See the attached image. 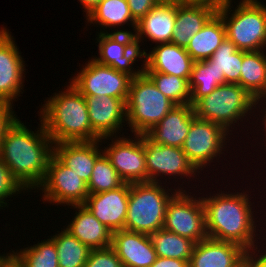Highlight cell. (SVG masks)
I'll return each mask as SVG.
<instances>
[{
	"label": "cell",
	"mask_w": 266,
	"mask_h": 267,
	"mask_svg": "<svg viewBox=\"0 0 266 267\" xmlns=\"http://www.w3.org/2000/svg\"><path fill=\"white\" fill-rule=\"evenodd\" d=\"M0 267H24L14 250L0 256Z\"/></svg>",
	"instance_id": "cell-42"
},
{
	"label": "cell",
	"mask_w": 266,
	"mask_h": 267,
	"mask_svg": "<svg viewBox=\"0 0 266 267\" xmlns=\"http://www.w3.org/2000/svg\"><path fill=\"white\" fill-rule=\"evenodd\" d=\"M176 22V5L157 3L136 25L135 39L140 47L143 39L152 43H171ZM147 38V39H146Z\"/></svg>",
	"instance_id": "cell-23"
},
{
	"label": "cell",
	"mask_w": 266,
	"mask_h": 267,
	"mask_svg": "<svg viewBox=\"0 0 266 267\" xmlns=\"http://www.w3.org/2000/svg\"><path fill=\"white\" fill-rule=\"evenodd\" d=\"M186 191L178 190L167 203L163 229L198 243L208 238L204 204Z\"/></svg>",
	"instance_id": "cell-8"
},
{
	"label": "cell",
	"mask_w": 266,
	"mask_h": 267,
	"mask_svg": "<svg viewBox=\"0 0 266 267\" xmlns=\"http://www.w3.org/2000/svg\"><path fill=\"white\" fill-rule=\"evenodd\" d=\"M144 152L147 168V182L161 183V178L163 177L165 185H167V179L165 178L168 177L171 179L176 176H180V178L177 179H183L185 177L199 179L197 177H199L200 171L188 160L182 148L155 144L144 135Z\"/></svg>",
	"instance_id": "cell-13"
},
{
	"label": "cell",
	"mask_w": 266,
	"mask_h": 267,
	"mask_svg": "<svg viewBox=\"0 0 266 267\" xmlns=\"http://www.w3.org/2000/svg\"><path fill=\"white\" fill-rule=\"evenodd\" d=\"M49 238L56 246L59 267H84L91 251L88 246L63 228Z\"/></svg>",
	"instance_id": "cell-29"
},
{
	"label": "cell",
	"mask_w": 266,
	"mask_h": 267,
	"mask_svg": "<svg viewBox=\"0 0 266 267\" xmlns=\"http://www.w3.org/2000/svg\"><path fill=\"white\" fill-rule=\"evenodd\" d=\"M130 183L120 187L89 194L85 205L89 211L112 232L124 229L128 210Z\"/></svg>",
	"instance_id": "cell-17"
},
{
	"label": "cell",
	"mask_w": 266,
	"mask_h": 267,
	"mask_svg": "<svg viewBox=\"0 0 266 267\" xmlns=\"http://www.w3.org/2000/svg\"><path fill=\"white\" fill-rule=\"evenodd\" d=\"M230 2L232 0H182L183 5H203L211 7L216 11Z\"/></svg>",
	"instance_id": "cell-40"
},
{
	"label": "cell",
	"mask_w": 266,
	"mask_h": 267,
	"mask_svg": "<svg viewBox=\"0 0 266 267\" xmlns=\"http://www.w3.org/2000/svg\"><path fill=\"white\" fill-rule=\"evenodd\" d=\"M125 182L113 168L109 158L103 153L95 162L90 181L87 184L89 194L114 190Z\"/></svg>",
	"instance_id": "cell-35"
},
{
	"label": "cell",
	"mask_w": 266,
	"mask_h": 267,
	"mask_svg": "<svg viewBox=\"0 0 266 267\" xmlns=\"http://www.w3.org/2000/svg\"><path fill=\"white\" fill-rule=\"evenodd\" d=\"M102 144L101 139L92 142H61L54 144L53 154L88 184L96 160L104 153L100 147Z\"/></svg>",
	"instance_id": "cell-22"
},
{
	"label": "cell",
	"mask_w": 266,
	"mask_h": 267,
	"mask_svg": "<svg viewBox=\"0 0 266 267\" xmlns=\"http://www.w3.org/2000/svg\"><path fill=\"white\" fill-rule=\"evenodd\" d=\"M68 208L74 209L75 213L64 229L91 250L111 246L112 231L104 226L85 205H71Z\"/></svg>",
	"instance_id": "cell-24"
},
{
	"label": "cell",
	"mask_w": 266,
	"mask_h": 267,
	"mask_svg": "<svg viewBox=\"0 0 266 267\" xmlns=\"http://www.w3.org/2000/svg\"><path fill=\"white\" fill-rule=\"evenodd\" d=\"M239 85L255 99L266 95V52L243 51Z\"/></svg>",
	"instance_id": "cell-28"
},
{
	"label": "cell",
	"mask_w": 266,
	"mask_h": 267,
	"mask_svg": "<svg viewBox=\"0 0 266 267\" xmlns=\"http://www.w3.org/2000/svg\"><path fill=\"white\" fill-rule=\"evenodd\" d=\"M263 101V105H262V101ZM266 95H264V96H260V97H258V98H256V100H255V105H254V110H258V108L260 109V105L262 106V109H261V111L259 110V112H262L261 114L262 115H260L259 114V118H260V116H261V119H259V122H260V120H262L261 121V123H262V126L264 125V129H262V131H264L265 132V134L263 135V136H265V141H266V107H265V105H266ZM261 103V104H260ZM265 103V104H264ZM258 105V106H257ZM263 110V111H262ZM263 117V118H262ZM266 146V145H265Z\"/></svg>",
	"instance_id": "cell-44"
},
{
	"label": "cell",
	"mask_w": 266,
	"mask_h": 267,
	"mask_svg": "<svg viewBox=\"0 0 266 267\" xmlns=\"http://www.w3.org/2000/svg\"><path fill=\"white\" fill-rule=\"evenodd\" d=\"M236 4L234 8L232 1L217 11L224 22L226 38L238 50H266V5L259 0H241Z\"/></svg>",
	"instance_id": "cell-5"
},
{
	"label": "cell",
	"mask_w": 266,
	"mask_h": 267,
	"mask_svg": "<svg viewBox=\"0 0 266 267\" xmlns=\"http://www.w3.org/2000/svg\"><path fill=\"white\" fill-rule=\"evenodd\" d=\"M175 106L143 71L131 79L125 125L129 127L131 135H145Z\"/></svg>",
	"instance_id": "cell-7"
},
{
	"label": "cell",
	"mask_w": 266,
	"mask_h": 267,
	"mask_svg": "<svg viewBox=\"0 0 266 267\" xmlns=\"http://www.w3.org/2000/svg\"><path fill=\"white\" fill-rule=\"evenodd\" d=\"M244 191L230 193L219 190L212 195L210 192L209 197L207 194L205 197L201 196V199L205 209L208 238L236 243L251 251L261 236L256 232L258 229L253 215L255 211L252 209L255 205L250 201L251 191Z\"/></svg>",
	"instance_id": "cell-2"
},
{
	"label": "cell",
	"mask_w": 266,
	"mask_h": 267,
	"mask_svg": "<svg viewBox=\"0 0 266 267\" xmlns=\"http://www.w3.org/2000/svg\"><path fill=\"white\" fill-rule=\"evenodd\" d=\"M229 136L231 133L220 124L195 117L182 149L194 167L202 172L226 151V145L231 140Z\"/></svg>",
	"instance_id": "cell-9"
},
{
	"label": "cell",
	"mask_w": 266,
	"mask_h": 267,
	"mask_svg": "<svg viewBox=\"0 0 266 267\" xmlns=\"http://www.w3.org/2000/svg\"><path fill=\"white\" fill-rule=\"evenodd\" d=\"M258 243H261V242H258V240H257V243L253 246V248H252V252L255 254V256H257V258L261 261V262H263L265 265H266V247H265V251H263V249L261 250V252H260V249L261 248H257V247H259L258 246ZM256 249H258V250H256ZM262 251H263V253H262ZM258 252V253H257ZM265 252V253H264ZM260 253V254H259ZM259 254V255H258ZM259 256V257H258Z\"/></svg>",
	"instance_id": "cell-46"
},
{
	"label": "cell",
	"mask_w": 266,
	"mask_h": 267,
	"mask_svg": "<svg viewBox=\"0 0 266 267\" xmlns=\"http://www.w3.org/2000/svg\"><path fill=\"white\" fill-rule=\"evenodd\" d=\"M243 267H266V265L261 262L257 256L252 251H247L243 257L242 261Z\"/></svg>",
	"instance_id": "cell-43"
},
{
	"label": "cell",
	"mask_w": 266,
	"mask_h": 267,
	"mask_svg": "<svg viewBox=\"0 0 266 267\" xmlns=\"http://www.w3.org/2000/svg\"><path fill=\"white\" fill-rule=\"evenodd\" d=\"M151 267H189V261L167 257H157Z\"/></svg>",
	"instance_id": "cell-41"
},
{
	"label": "cell",
	"mask_w": 266,
	"mask_h": 267,
	"mask_svg": "<svg viewBox=\"0 0 266 267\" xmlns=\"http://www.w3.org/2000/svg\"><path fill=\"white\" fill-rule=\"evenodd\" d=\"M14 39L6 27L0 28V101L12 105L23 94L26 72L22 52Z\"/></svg>",
	"instance_id": "cell-15"
},
{
	"label": "cell",
	"mask_w": 266,
	"mask_h": 267,
	"mask_svg": "<svg viewBox=\"0 0 266 267\" xmlns=\"http://www.w3.org/2000/svg\"><path fill=\"white\" fill-rule=\"evenodd\" d=\"M217 11L203 5H176V22L171 43L186 48L193 35L200 31Z\"/></svg>",
	"instance_id": "cell-26"
},
{
	"label": "cell",
	"mask_w": 266,
	"mask_h": 267,
	"mask_svg": "<svg viewBox=\"0 0 266 267\" xmlns=\"http://www.w3.org/2000/svg\"><path fill=\"white\" fill-rule=\"evenodd\" d=\"M132 17L138 22L157 4L156 0H127Z\"/></svg>",
	"instance_id": "cell-39"
},
{
	"label": "cell",
	"mask_w": 266,
	"mask_h": 267,
	"mask_svg": "<svg viewBox=\"0 0 266 267\" xmlns=\"http://www.w3.org/2000/svg\"><path fill=\"white\" fill-rule=\"evenodd\" d=\"M164 94L175 105L190 104L191 91L189 81L176 75L144 71Z\"/></svg>",
	"instance_id": "cell-33"
},
{
	"label": "cell",
	"mask_w": 266,
	"mask_h": 267,
	"mask_svg": "<svg viewBox=\"0 0 266 267\" xmlns=\"http://www.w3.org/2000/svg\"><path fill=\"white\" fill-rule=\"evenodd\" d=\"M149 53L144 54V71L160 72L186 78L191 76L194 60L186 51L173 43L155 45Z\"/></svg>",
	"instance_id": "cell-19"
},
{
	"label": "cell",
	"mask_w": 266,
	"mask_h": 267,
	"mask_svg": "<svg viewBox=\"0 0 266 267\" xmlns=\"http://www.w3.org/2000/svg\"><path fill=\"white\" fill-rule=\"evenodd\" d=\"M246 252L236 243L207 238L195 243L189 267H241Z\"/></svg>",
	"instance_id": "cell-20"
},
{
	"label": "cell",
	"mask_w": 266,
	"mask_h": 267,
	"mask_svg": "<svg viewBox=\"0 0 266 267\" xmlns=\"http://www.w3.org/2000/svg\"><path fill=\"white\" fill-rule=\"evenodd\" d=\"M219 73L224 74L225 83L239 84L242 50L225 38L209 59H206Z\"/></svg>",
	"instance_id": "cell-32"
},
{
	"label": "cell",
	"mask_w": 266,
	"mask_h": 267,
	"mask_svg": "<svg viewBox=\"0 0 266 267\" xmlns=\"http://www.w3.org/2000/svg\"><path fill=\"white\" fill-rule=\"evenodd\" d=\"M111 247L123 267H151L157 255L150 236L128 230L112 232Z\"/></svg>",
	"instance_id": "cell-18"
},
{
	"label": "cell",
	"mask_w": 266,
	"mask_h": 267,
	"mask_svg": "<svg viewBox=\"0 0 266 267\" xmlns=\"http://www.w3.org/2000/svg\"><path fill=\"white\" fill-rule=\"evenodd\" d=\"M4 101H0V144L4 138V134L7 128L15 121L18 117L14 112V106ZM13 108V109H12Z\"/></svg>",
	"instance_id": "cell-38"
},
{
	"label": "cell",
	"mask_w": 266,
	"mask_h": 267,
	"mask_svg": "<svg viewBox=\"0 0 266 267\" xmlns=\"http://www.w3.org/2000/svg\"><path fill=\"white\" fill-rule=\"evenodd\" d=\"M222 84H225L224 74L219 73L207 60L194 62L189 79L190 105L193 106L200 98L211 94Z\"/></svg>",
	"instance_id": "cell-30"
},
{
	"label": "cell",
	"mask_w": 266,
	"mask_h": 267,
	"mask_svg": "<svg viewBox=\"0 0 266 267\" xmlns=\"http://www.w3.org/2000/svg\"><path fill=\"white\" fill-rule=\"evenodd\" d=\"M44 99L39 117L53 144L92 142V127L85 97L70 83ZM63 91V92H62Z\"/></svg>",
	"instance_id": "cell-3"
},
{
	"label": "cell",
	"mask_w": 266,
	"mask_h": 267,
	"mask_svg": "<svg viewBox=\"0 0 266 267\" xmlns=\"http://www.w3.org/2000/svg\"><path fill=\"white\" fill-rule=\"evenodd\" d=\"M105 137L101 142L111 140V144L103 147L113 168L125 183L147 182V168L144 152V135ZM126 136V137H125ZM134 139V140H133ZM109 146V147H108Z\"/></svg>",
	"instance_id": "cell-12"
},
{
	"label": "cell",
	"mask_w": 266,
	"mask_h": 267,
	"mask_svg": "<svg viewBox=\"0 0 266 267\" xmlns=\"http://www.w3.org/2000/svg\"><path fill=\"white\" fill-rule=\"evenodd\" d=\"M86 20V23L90 25L95 24L99 28L101 26L99 33H109L112 29L111 33H135L137 25V21L132 17L127 0H102L86 17ZM124 25L129 27L131 25L134 32L125 29ZM107 28L109 31L106 30Z\"/></svg>",
	"instance_id": "cell-25"
},
{
	"label": "cell",
	"mask_w": 266,
	"mask_h": 267,
	"mask_svg": "<svg viewBox=\"0 0 266 267\" xmlns=\"http://www.w3.org/2000/svg\"><path fill=\"white\" fill-rule=\"evenodd\" d=\"M156 2L163 4H173V5L182 4V0H156Z\"/></svg>",
	"instance_id": "cell-47"
},
{
	"label": "cell",
	"mask_w": 266,
	"mask_h": 267,
	"mask_svg": "<svg viewBox=\"0 0 266 267\" xmlns=\"http://www.w3.org/2000/svg\"><path fill=\"white\" fill-rule=\"evenodd\" d=\"M23 191V192H22ZM25 190L22 186L13 178L10 169L5 165L0 157V209L9 207L7 198L14 199V196L18 194H24ZM6 199V200H5Z\"/></svg>",
	"instance_id": "cell-36"
},
{
	"label": "cell",
	"mask_w": 266,
	"mask_h": 267,
	"mask_svg": "<svg viewBox=\"0 0 266 267\" xmlns=\"http://www.w3.org/2000/svg\"><path fill=\"white\" fill-rule=\"evenodd\" d=\"M84 97L92 127V141L120 136L119 133L127 122L126 103L110 96Z\"/></svg>",
	"instance_id": "cell-16"
},
{
	"label": "cell",
	"mask_w": 266,
	"mask_h": 267,
	"mask_svg": "<svg viewBox=\"0 0 266 267\" xmlns=\"http://www.w3.org/2000/svg\"><path fill=\"white\" fill-rule=\"evenodd\" d=\"M14 252L24 267H59L57 249L50 238Z\"/></svg>",
	"instance_id": "cell-34"
},
{
	"label": "cell",
	"mask_w": 266,
	"mask_h": 267,
	"mask_svg": "<svg viewBox=\"0 0 266 267\" xmlns=\"http://www.w3.org/2000/svg\"><path fill=\"white\" fill-rule=\"evenodd\" d=\"M226 38L222 17L216 12L189 40L186 51L196 61L209 59Z\"/></svg>",
	"instance_id": "cell-27"
},
{
	"label": "cell",
	"mask_w": 266,
	"mask_h": 267,
	"mask_svg": "<svg viewBox=\"0 0 266 267\" xmlns=\"http://www.w3.org/2000/svg\"><path fill=\"white\" fill-rule=\"evenodd\" d=\"M18 118L7 128L1 140L0 157L22 188L28 193L35 189L36 193L46 176L54 144L41 119L34 132Z\"/></svg>",
	"instance_id": "cell-1"
},
{
	"label": "cell",
	"mask_w": 266,
	"mask_h": 267,
	"mask_svg": "<svg viewBox=\"0 0 266 267\" xmlns=\"http://www.w3.org/2000/svg\"><path fill=\"white\" fill-rule=\"evenodd\" d=\"M159 182L130 184L128 210L124 230L150 235L163 229L167 203L183 188L170 189ZM174 190V191H172Z\"/></svg>",
	"instance_id": "cell-4"
},
{
	"label": "cell",
	"mask_w": 266,
	"mask_h": 267,
	"mask_svg": "<svg viewBox=\"0 0 266 267\" xmlns=\"http://www.w3.org/2000/svg\"><path fill=\"white\" fill-rule=\"evenodd\" d=\"M84 267H123V264L110 246L103 249H92Z\"/></svg>",
	"instance_id": "cell-37"
},
{
	"label": "cell",
	"mask_w": 266,
	"mask_h": 267,
	"mask_svg": "<svg viewBox=\"0 0 266 267\" xmlns=\"http://www.w3.org/2000/svg\"><path fill=\"white\" fill-rule=\"evenodd\" d=\"M195 117L192 105H176L145 135L155 144L182 148Z\"/></svg>",
	"instance_id": "cell-21"
},
{
	"label": "cell",
	"mask_w": 266,
	"mask_h": 267,
	"mask_svg": "<svg viewBox=\"0 0 266 267\" xmlns=\"http://www.w3.org/2000/svg\"><path fill=\"white\" fill-rule=\"evenodd\" d=\"M77 71L70 83L83 96H110L127 102L132 77L110 66L102 65L93 58Z\"/></svg>",
	"instance_id": "cell-10"
},
{
	"label": "cell",
	"mask_w": 266,
	"mask_h": 267,
	"mask_svg": "<svg viewBox=\"0 0 266 267\" xmlns=\"http://www.w3.org/2000/svg\"><path fill=\"white\" fill-rule=\"evenodd\" d=\"M96 34L99 56L93 57L98 63L107 65L113 69L126 73L132 78L140 75L144 69H134V64L141 58L147 50H141L136 44L134 33H99ZM138 58V59H137ZM137 59V60H136Z\"/></svg>",
	"instance_id": "cell-14"
},
{
	"label": "cell",
	"mask_w": 266,
	"mask_h": 267,
	"mask_svg": "<svg viewBox=\"0 0 266 267\" xmlns=\"http://www.w3.org/2000/svg\"><path fill=\"white\" fill-rule=\"evenodd\" d=\"M255 100L239 84L225 83L219 85L211 94L200 98L193 108L196 117L220 124L233 135L235 123L240 126L246 117L252 118L248 116H252L250 114L255 111Z\"/></svg>",
	"instance_id": "cell-6"
},
{
	"label": "cell",
	"mask_w": 266,
	"mask_h": 267,
	"mask_svg": "<svg viewBox=\"0 0 266 267\" xmlns=\"http://www.w3.org/2000/svg\"><path fill=\"white\" fill-rule=\"evenodd\" d=\"M157 257L190 261L195 242L176 233L160 229L149 235Z\"/></svg>",
	"instance_id": "cell-31"
},
{
	"label": "cell",
	"mask_w": 266,
	"mask_h": 267,
	"mask_svg": "<svg viewBox=\"0 0 266 267\" xmlns=\"http://www.w3.org/2000/svg\"><path fill=\"white\" fill-rule=\"evenodd\" d=\"M39 190L42 191L43 203H53L57 206L84 204L89 195L87 183L65 166L54 154L49 159L43 182L36 189L37 192Z\"/></svg>",
	"instance_id": "cell-11"
},
{
	"label": "cell",
	"mask_w": 266,
	"mask_h": 267,
	"mask_svg": "<svg viewBox=\"0 0 266 267\" xmlns=\"http://www.w3.org/2000/svg\"><path fill=\"white\" fill-rule=\"evenodd\" d=\"M78 1L84 8L83 12L86 13L85 17H87L92 12V10H94L100 4L102 0H78Z\"/></svg>",
	"instance_id": "cell-45"
}]
</instances>
